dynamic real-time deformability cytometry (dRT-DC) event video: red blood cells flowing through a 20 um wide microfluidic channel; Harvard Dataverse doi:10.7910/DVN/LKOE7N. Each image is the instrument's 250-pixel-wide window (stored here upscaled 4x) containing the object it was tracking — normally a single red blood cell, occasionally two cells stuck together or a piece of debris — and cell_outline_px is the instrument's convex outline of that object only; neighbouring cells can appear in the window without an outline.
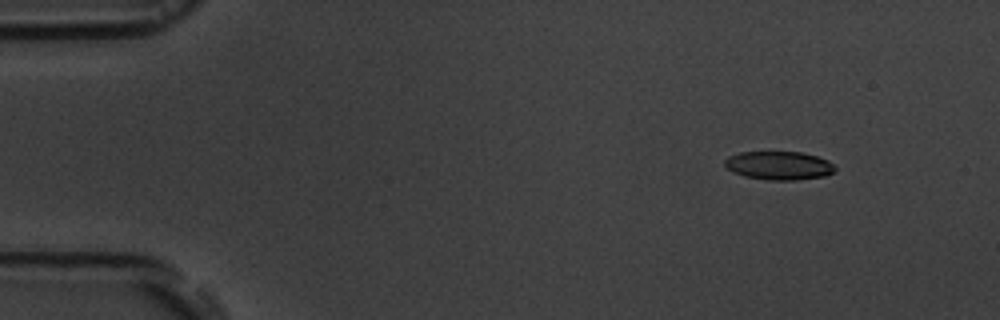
{"species": "common noctule bat (a hibernating species)", "species_latin": "Nyctalus noctula", "temperature_condition": "room temperature", "stored_images_in_passage": 5, "camera_frame_rate_fps": 3000, "um_per_image_px": 0.085, "animal": {"sex": "male", "body_mass_g": 19.5, "forearm_length_mm": 54.6}, "frame": {"image": 1, "passage_image": 2, "time_ms": 1.0, "image_size_px": [1000, 320], "cell_outline_px": [[836, 172], [824, 176], [796, 180], [768, 180], [744, 176], [732, 172], [724, 164], [724, 160], [728, 156], [740, 152], [800, 152], [816, 156], [828, 160], [836, 168]], "centroid_in_image_um": [66.21, 14.07], "position_along_channel_um": 18.8, "area_um2": 18.38}}
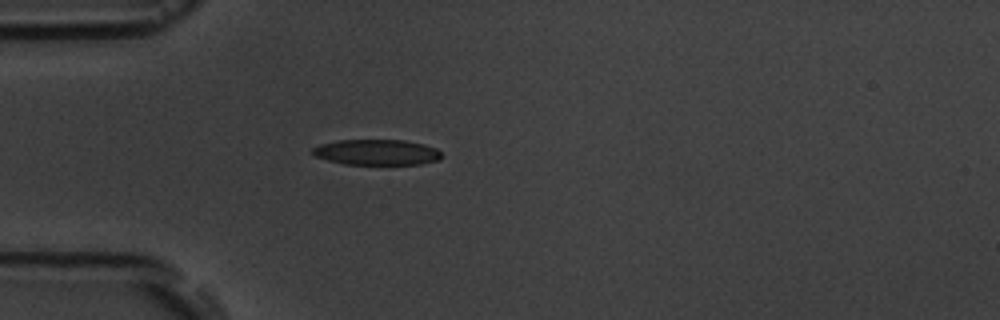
{"frame": {"image": 2, "passage_image": 5, "time_ms": 4.333, "image_size_px": [1000, 320], "cell_outline_px": [[444, 156], [440, 160], [420, 164], [344, 164], [312, 156], [312, 148], [320, 144], [340, 140], [404, 140], [424, 144], [436, 148]], "centroid_in_image_um": [32.04, 12.94], "position_along_channel_um": 53.0, "area_um2": 19.36}}